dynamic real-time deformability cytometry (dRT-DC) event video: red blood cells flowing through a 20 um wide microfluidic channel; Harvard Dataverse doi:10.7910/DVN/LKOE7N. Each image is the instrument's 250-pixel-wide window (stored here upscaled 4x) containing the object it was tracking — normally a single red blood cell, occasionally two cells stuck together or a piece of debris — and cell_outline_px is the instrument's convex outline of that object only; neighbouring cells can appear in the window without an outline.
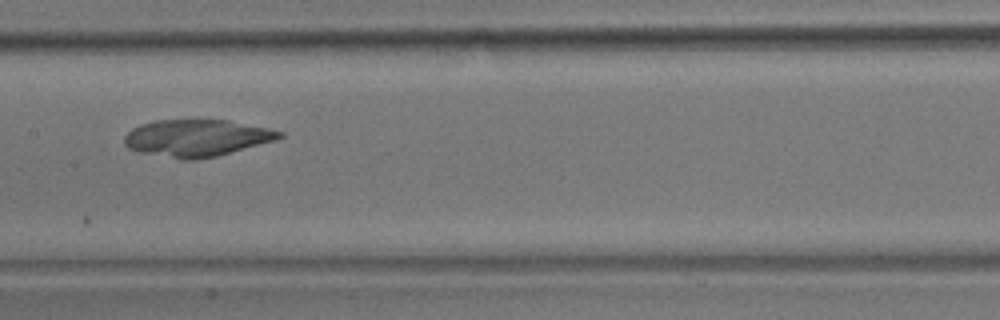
{"species": "common noctule bat (a hibernating species)", "species_latin": "Nyctalus noctula", "temperature_condition": "room temperature", "stored_images_in_passage": 9, "camera_frame_rate_fps": 3000, "um_per_image_px": 0.085, "animal": {"sex": "male", "body_mass_g": 17.9}, "frame": {"image": 1, "passage_image": 7, "time_ms": 2.0, "image_size_px": [1000, 320], "cell_outline_px": [[284, 136], [276, 140], [216, 156], [196, 160], [180, 160], [140, 152], [128, 148], [124, 144], [124, 136], [132, 128], [140, 124], [152, 120], [228, 120], [268, 128], [284, 132]], "centroid_in_image_um": [16.69, 11.73], "position_along_channel_um": 190.7, "area_um2": 33.52}}